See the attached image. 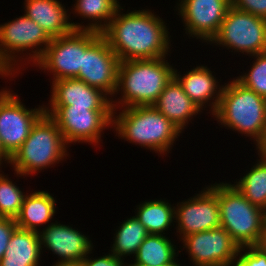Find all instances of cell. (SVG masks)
Instances as JSON below:
<instances>
[{
    "label": "cell",
    "mask_w": 266,
    "mask_h": 266,
    "mask_svg": "<svg viewBox=\"0 0 266 266\" xmlns=\"http://www.w3.org/2000/svg\"><path fill=\"white\" fill-rule=\"evenodd\" d=\"M167 235L149 234L141 243L129 266H160L172 263L179 255L177 245ZM172 240V241H171ZM177 251V252H176Z\"/></svg>",
    "instance_id": "obj_23"
},
{
    "label": "cell",
    "mask_w": 266,
    "mask_h": 266,
    "mask_svg": "<svg viewBox=\"0 0 266 266\" xmlns=\"http://www.w3.org/2000/svg\"><path fill=\"white\" fill-rule=\"evenodd\" d=\"M194 266H232L239 246L221 226L180 240Z\"/></svg>",
    "instance_id": "obj_13"
},
{
    "label": "cell",
    "mask_w": 266,
    "mask_h": 266,
    "mask_svg": "<svg viewBox=\"0 0 266 266\" xmlns=\"http://www.w3.org/2000/svg\"><path fill=\"white\" fill-rule=\"evenodd\" d=\"M166 58L119 62L114 98L121 96L111 100L112 109L152 106L174 77L175 66Z\"/></svg>",
    "instance_id": "obj_3"
},
{
    "label": "cell",
    "mask_w": 266,
    "mask_h": 266,
    "mask_svg": "<svg viewBox=\"0 0 266 266\" xmlns=\"http://www.w3.org/2000/svg\"><path fill=\"white\" fill-rule=\"evenodd\" d=\"M52 266H78V265H52Z\"/></svg>",
    "instance_id": "obj_38"
},
{
    "label": "cell",
    "mask_w": 266,
    "mask_h": 266,
    "mask_svg": "<svg viewBox=\"0 0 266 266\" xmlns=\"http://www.w3.org/2000/svg\"><path fill=\"white\" fill-rule=\"evenodd\" d=\"M17 228L16 220L10 217H0V260L7 250L11 235Z\"/></svg>",
    "instance_id": "obj_33"
},
{
    "label": "cell",
    "mask_w": 266,
    "mask_h": 266,
    "mask_svg": "<svg viewBox=\"0 0 266 266\" xmlns=\"http://www.w3.org/2000/svg\"><path fill=\"white\" fill-rule=\"evenodd\" d=\"M114 241L109 252L121 259L135 256L141 243L149 235L143 224L133 215L115 229Z\"/></svg>",
    "instance_id": "obj_27"
},
{
    "label": "cell",
    "mask_w": 266,
    "mask_h": 266,
    "mask_svg": "<svg viewBox=\"0 0 266 266\" xmlns=\"http://www.w3.org/2000/svg\"><path fill=\"white\" fill-rule=\"evenodd\" d=\"M262 150L266 153V146Z\"/></svg>",
    "instance_id": "obj_40"
},
{
    "label": "cell",
    "mask_w": 266,
    "mask_h": 266,
    "mask_svg": "<svg viewBox=\"0 0 266 266\" xmlns=\"http://www.w3.org/2000/svg\"><path fill=\"white\" fill-rule=\"evenodd\" d=\"M252 64L235 79L246 88L253 90L255 93L266 99V52L252 55Z\"/></svg>",
    "instance_id": "obj_29"
},
{
    "label": "cell",
    "mask_w": 266,
    "mask_h": 266,
    "mask_svg": "<svg viewBox=\"0 0 266 266\" xmlns=\"http://www.w3.org/2000/svg\"><path fill=\"white\" fill-rule=\"evenodd\" d=\"M13 90H0V137L2 163L6 165L24 143L36 121L45 113L44 103L28 108Z\"/></svg>",
    "instance_id": "obj_11"
},
{
    "label": "cell",
    "mask_w": 266,
    "mask_h": 266,
    "mask_svg": "<svg viewBox=\"0 0 266 266\" xmlns=\"http://www.w3.org/2000/svg\"><path fill=\"white\" fill-rule=\"evenodd\" d=\"M231 6L266 19V0H231Z\"/></svg>",
    "instance_id": "obj_32"
},
{
    "label": "cell",
    "mask_w": 266,
    "mask_h": 266,
    "mask_svg": "<svg viewBox=\"0 0 266 266\" xmlns=\"http://www.w3.org/2000/svg\"><path fill=\"white\" fill-rule=\"evenodd\" d=\"M255 246L266 253V223L263 226V229L260 233V237Z\"/></svg>",
    "instance_id": "obj_34"
},
{
    "label": "cell",
    "mask_w": 266,
    "mask_h": 266,
    "mask_svg": "<svg viewBox=\"0 0 266 266\" xmlns=\"http://www.w3.org/2000/svg\"><path fill=\"white\" fill-rule=\"evenodd\" d=\"M175 206V229L179 240L221 226L218 196L209 185Z\"/></svg>",
    "instance_id": "obj_12"
},
{
    "label": "cell",
    "mask_w": 266,
    "mask_h": 266,
    "mask_svg": "<svg viewBox=\"0 0 266 266\" xmlns=\"http://www.w3.org/2000/svg\"><path fill=\"white\" fill-rule=\"evenodd\" d=\"M92 250H94V247L78 266H129L127 262H124V259L114 256L111 252L108 254L106 253L98 258H92L89 256L92 254Z\"/></svg>",
    "instance_id": "obj_31"
},
{
    "label": "cell",
    "mask_w": 266,
    "mask_h": 266,
    "mask_svg": "<svg viewBox=\"0 0 266 266\" xmlns=\"http://www.w3.org/2000/svg\"><path fill=\"white\" fill-rule=\"evenodd\" d=\"M175 10L181 17L188 38L207 45L217 35L231 0H177Z\"/></svg>",
    "instance_id": "obj_14"
},
{
    "label": "cell",
    "mask_w": 266,
    "mask_h": 266,
    "mask_svg": "<svg viewBox=\"0 0 266 266\" xmlns=\"http://www.w3.org/2000/svg\"><path fill=\"white\" fill-rule=\"evenodd\" d=\"M123 9L101 32L120 62L171 55V35L163 18L150 9L127 10L126 14Z\"/></svg>",
    "instance_id": "obj_1"
},
{
    "label": "cell",
    "mask_w": 266,
    "mask_h": 266,
    "mask_svg": "<svg viewBox=\"0 0 266 266\" xmlns=\"http://www.w3.org/2000/svg\"><path fill=\"white\" fill-rule=\"evenodd\" d=\"M212 115L219 126L253 140L256 150L266 146V99L235 78L223 84L220 101Z\"/></svg>",
    "instance_id": "obj_2"
},
{
    "label": "cell",
    "mask_w": 266,
    "mask_h": 266,
    "mask_svg": "<svg viewBox=\"0 0 266 266\" xmlns=\"http://www.w3.org/2000/svg\"><path fill=\"white\" fill-rule=\"evenodd\" d=\"M48 191H34L25 195L19 215L15 218L18 228L39 233L53 222L56 198ZM48 223V224H47ZM45 224V227L42 226ZM47 224V225H46ZM41 227V228H40Z\"/></svg>",
    "instance_id": "obj_21"
},
{
    "label": "cell",
    "mask_w": 266,
    "mask_h": 266,
    "mask_svg": "<svg viewBox=\"0 0 266 266\" xmlns=\"http://www.w3.org/2000/svg\"><path fill=\"white\" fill-rule=\"evenodd\" d=\"M119 62L118 57L101 34L83 52L82 67L76 79L99 89L112 100L117 89Z\"/></svg>",
    "instance_id": "obj_15"
},
{
    "label": "cell",
    "mask_w": 266,
    "mask_h": 266,
    "mask_svg": "<svg viewBox=\"0 0 266 266\" xmlns=\"http://www.w3.org/2000/svg\"><path fill=\"white\" fill-rule=\"evenodd\" d=\"M152 106L182 132L188 127L189 121L192 123L194 117L203 112L183 91L182 86L174 77Z\"/></svg>",
    "instance_id": "obj_20"
},
{
    "label": "cell",
    "mask_w": 266,
    "mask_h": 266,
    "mask_svg": "<svg viewBox=\"0 0 266 266\" xmlns=\"http://www.w3.org/2000/svg\"><path fill=\"white\" fill-rule=\"evenodd\" d=\"M209 44L249 57L265 53L266 19L230 6L217 35Z\"/></svg>",
    "instance_id": "obj_10"
},
{
    "label": "cell",
    "mask_w": 266,
    "mask_h": 266,
    "mask_svg": "<svg viewBox=\"0 0 266 266\" xmlns=\"http://www.w3.org/2000/svg\"><path fill=\"white\" fill-rule=\"evenodd\" d=\"M41 254L39 234L17 227L0 260V266H40Z\"/></svg>",
    "instance_id": "obj_22"
},
{
    "label": "cell",
    "mask_w": 266,
    "mask_h": 266,
    "mask_svg": "<svg viewBox=\"0 0 266 266\" xmlns=\"http://www.w3.org/2000/svg\"><path fill=\"white\" fill-rule=\"evenodd\" d=\"M39 234L41 250L52 251L59 258L54 265H79L95 246L88 235L57 220Z\"/></svg>",
    "instance_id": "obj_16"
},
{
    "label": "cell",
    "mask_w": 266,
    "mask_h": 266,
    "mask_svg": "<svg viewBox=\"0 0 266 266\" xmlns=\"http://www.w3.org/2000/svg\"><path fill=\"white\" fill-rule=\"evenodd\" d=\"M68 148L56 122L44 113L7 164H10L16 177L33 176L62 163L69 156Z\"/></svg>",
    "instance_id": "obj_5"
},
{
    "label": "cell",
    "mask_w": 266,
    "mask_h": 266,
    "mask_svg": "<svg viewBox=\"0 0 266 266\" xmlns=\"http://www.w3.org/2000/svg\"><path fill=\"white\" fill-rule=\"evenodd\" d=\"M112 129L119 139L165 157L183 133L153 106L113 109Z\"/></svg>",
    "instance_id": "obj_4"
},
{
    "label": "cell",
    "mask_w": 266,
    "mask_h": 266,
    "mask_svg": "<svg viewBox=\"0 0 266 266\" xmlns=\"http://www.w3.org/2000/svg\"><path fill=\"white\" fill-rule=\"evenodd\" d=\"M232 266H266V253L255 245L240 247Z\"/></svg>",
    "instance_id": "obj_30"
},
{
    "label": "cell",
    "mask_w": 266,
    "mask_h": 266,
    "mask_svg": "<svg viewBox=\"0 0 266 266\" xmlns=\"http://www.w3.org/2000/svg\"><path fill=\"white\" fill-rule=\"evenodd\" d=\"M0 161L2 162V143H1V137H0Z\"/></svg>",
    "instance_id": "obj_37"
},
{
    "label": "cell",
    "mask_w": 266,
    "mask_h": 266,
    "mask_svg": "<svg viewBox=\"0 0 266 266\" xmlns=\"http://www.w3.org/2000/svg\"><path fill=\"white\" fill-rule=\"evenodd\" d=\"M45 113L57 124L65 143H102L104 130L112 129L113 110H88L74 106H44Z\"/></svg>",
    "instance_id": "obj_9"
},
{
    "label": "cell",
    "mask_w": 266,
    "mask_h": 266,
    "mask_svg": "<svg viewBox=\"0 0 266 266\" xmlns=\"http://www.w3.org/2000/svg\"><path fill=\"white\" fill-rule=\"evenodd\" d=\"M51 39L45 30L25 14L0 24V66L11 78L23 74L20 70L26 69L24 65L33 66Z\"/></svg>",
    "instance_id": "obj_6"
},
{
    "label": "cell",
    "mask_w": 266,
    "mask_h": 266,
    "mask_svg": "<svg viewBox=\"0 0 266 266\" xmlns=\"http://www.w3.org/2000/svg\"><path fill=\"white\" fill-rule=\"evenodd\" d=\"M47 106H74L88 110H113L111 98L76 78L51 81Z\"/></svg>",
    "instance_id": "obj_17"
},
{
    "label": "cell",
    "mask_w": 266,
    "mask_h": 266,
    "mask_svg": "<svg viewBox=\"0 0 266 266\" xmlns=\"http://www.w3.org/2000/svg\"><path fill=\"white\" fill-rule=\"evenodd\" d=\"M0 168V217L16 218L21 210L25 193Z\"/></svg>",
    "instance_id": "obj_28"
},
{
    "label": "cell",
    "mask_w": 266,
    "mask_h": 266,
    "mask_svg": "<svg viewBox=\"0 0 266 266\" xmlns=\"http://www.w3.org/2000/svg\"><path fill=\"white\" fill-rule=\"evenodd\" d=\"M174 78L182 86L183 91L201 110L209 108V114H213L220 101L223 85L219 84L215 74L208 66L196 65L193 69L181 75L177 68H174Z\"/></svg>",
    "instance_id": "obj_18"
},
{
    "label": "cell",
    "mask_w": 266,
    "mask_h": 266,
    "mask_svg": "<svg viewBox=\"0 0 266 266\" xmlns=\"http://www.w3.org/2000/svg\"><path fill=\"white\" fill-rule=\"evenodd\" d=\"M69 13L88 21L83 30L102 32L121 7L119 0H75ZM77 15V16H76Z\"/></svg>",
    "instance_id": "obj_25"
},
{
    "label": "cell",
    "mask_w": 266,
    "mask_h": 266,
    "mask_svg": "<svg viewBox=\"0 0 266 266\" xmlns=\"http://www.w3.org/2000/svg\"><path fill=\"white\" fill-rule=\"evenodd\" d=\"M135 217L149 234L166 235L170 226L174 227L175 206L163 199L145 200L136 206Z\"/></svg>",
    "instance_id": "obj_24"
},
{
    "label": "cell",
    "mask_w": 266,
    "mask_h": 266,
    "mask_svg": "<svg viewBox=\"0 0 266 266\" xmlns=\"http://www.w3.org/2000/svg\"><path fill=\"white\" fill-rule=\"evenodd\" d=\"M101 35L93 30H73L70 34L51 39L41 58L32 66L52 81L77 78L82 67L83 52Z\"/></svg>",
    "instance_id": "obj_8"
},
{
    "label": "cell",
    "mask_w": 266,
    "mask_h": 266,
    "mask_svg": "<svg viewBox=\"0 0 266 266\" xmlns=\"http://www.w3.org/2000/svg\"><path fill=\"white\" fill-rule=\"evenodd\" d=\"M24 14L35 21L51 38L83 30V23H74L68 9L59 0H24Z\"/></svg>",
    "instance_id": "obj_19"
},
{
    "label": "cell",
    "mask_w": 266,
    "mask_h": 266,
    "mask_svg": "<svg viewBox=\"0 0 266 266\" xmlns=\"http://www.w3.org/2000/svg\"><path fill=\"white\" fill-rule=\"evenodd\" d=\"M0 77H4L5 79L9 78L11 81V77L10 75L0 66ZM7 77V78H6Z\"/></svg>",
    "instance_id": "obj_35"
},
{
    "label": "cell",
    "mask_w": 266,
    "mask_h": 266,
    "mask_svg": "<svg viewBox=\"0 0 266 266\" xmlns=\"http://www.w3.org/2000/svg\"><path fill=\"white\" fill-rule=\"evenodd\" d=\"M179 258H176L172 263L165 264V265H160V266H181L182 264L178 263ZM177 260V261H176ZM185 266V265H184Z\"/></svg>",
    "instance_id": "obj_36"
},
{
    "label": "cell",
    "mask_w": 266,
    "mask_h": 266,
    "mask_svg": "<svg viewBox=\"0 0 266 266\" xmlns=\"http://www.w3.org/2000/svg\"><path fill=\"white\" fill-rule=\"evenodd\" d=\"M209 186L218 196L221 227L239 248L256 245L266 223V211L251 204L231 182Z\"/></svg>",
    "instance_id": "obj_7"
},
{
    "label": "cell",
    "mask_w": 266,
    "mask_h": 266,
    "mask_svg": "<svg viewBox=\"0 0 266 266\" xmlns=\"http://www.w3.org/2000/svg\"><path fill=\"white\" fill-rule=\"evenodd\" d=\"M257 155L260 159L255 161L256 164L233 185L251 204L266 211V153L257 150Z\"/></svg>",
    "instance_id": "obj_26"
},
{
    "label": "cell",
    "mask_w": 266,
    "mask_h": 266,
    "mask_svg": "<svg viewBox=\"0 0 266 266\" xmlns=\"http://www.w3.org/2000/svg\"><path fill=\"white\" fill-rule=\"evenodd\" d=\"M4 163H2L1 161H0V168H2V167H5V166H2Z\"/></svg>",
    "instance_id": "obj_39"
}]
</instances>
